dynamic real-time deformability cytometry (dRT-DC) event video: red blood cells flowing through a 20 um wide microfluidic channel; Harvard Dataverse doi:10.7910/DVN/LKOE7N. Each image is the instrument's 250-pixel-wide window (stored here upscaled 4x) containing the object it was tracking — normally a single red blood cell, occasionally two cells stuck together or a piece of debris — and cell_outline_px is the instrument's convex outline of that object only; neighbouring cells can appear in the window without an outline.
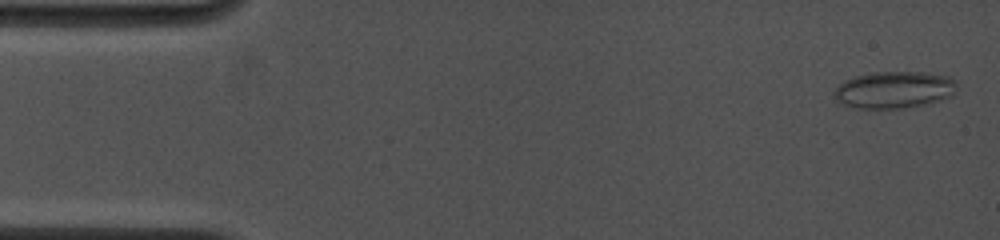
{"species": "common noctule bat (a hibernating species)", "species_latin": "Nyctalus noctula", "temperature_condition": "cold", "stored_images_in_passage": 96, "camera_frame_rate_fps": 4500, "um_per_image_px": 0.085, "animal": {"sex": "female", "body_mass_g": 19.0, "forearm_length_mm": 53.3}, "frame": {"image": 1, "passage_image": 2, "time_ms": 0.222, "image_size_px": [1000, 240], "cell_outline_px": [[956, 84], [952, 96], [940, 100], [924, 104], [904, 108], [856, 108], [844, 104], [836, 100], [832, 96], [832, 92], [844, 80], [868, 72], [924, 72], [948, 76], [956, 80]], "centroid_in_image_um": [75.98, 7.62], "position_along_channel_um": 9.0, "area_um2": 26.47}}
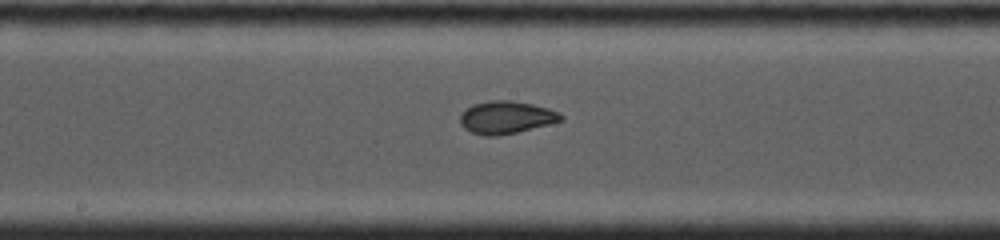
{"frame": {"image": 2, "passage_image": 52, "time_ms": 8.222, "image_size_px": [1000, 240], "cell_outline_px": [[564, 120], [516, 132], [496, 136], [484, 136], [472, 132], [464, 128], [460, 124], [460, 116], [468, 108], [476, 104], [492, 100], [508, 100], [532, 104], [548, 108], [560, 112], [564, 116]], "centroid_in_image_um": [43.06, 9.98], "position_along_channel_um": 205.1, "area_um2": 18.9}}
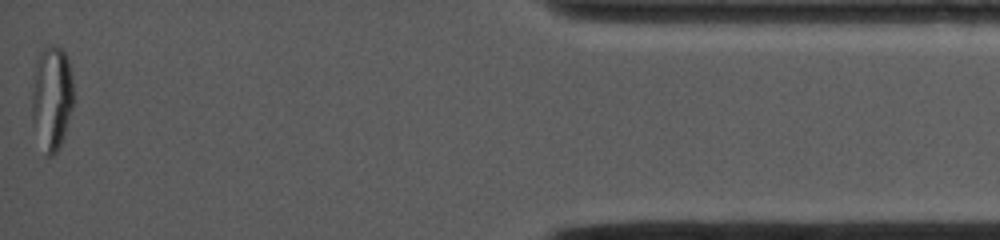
{"frame": {"image": 3, "passage_image": 96, "time_ms": 15.556, "image_size_px": [1000, 240], "cell_outline_px": [[72, 108], [64, 140], [60, 148], [52, 156], [44, 156], [32, 120], [32, 96], [40, 52], [48, 44], [56, 44], [64, 48], [68, 60], [72, 80]], "centroid_in_image_um": [4.43, 8.37], "position_along_channel_um": 430.8, "area_um2": 25.26}, "authors_computed_cell_mechanics": {"area_um2": 19.9121, "velocity_mm_per_s": 3.9317, "shape_relaxation_time_tau1_ms": null, "shape_relaxation_time_tau2_ms": 0.6983, "deformation_change_tau1": null, "deformation_change_tau2": 0.0496}}